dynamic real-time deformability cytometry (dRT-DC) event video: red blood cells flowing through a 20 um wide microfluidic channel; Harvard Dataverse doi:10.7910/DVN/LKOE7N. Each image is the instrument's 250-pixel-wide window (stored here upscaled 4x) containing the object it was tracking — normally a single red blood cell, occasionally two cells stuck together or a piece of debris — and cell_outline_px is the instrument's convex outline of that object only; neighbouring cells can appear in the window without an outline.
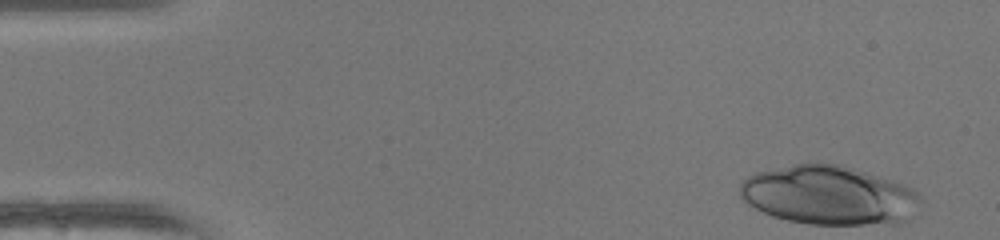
{"species": "human", "species_latin": "Homo sapiens", "temperature_condition": "warm", "stored_images_in_passage": 47, "camera_frame_rate_fps": 3000, "um_per_image_px": 0.085, "donor": {"sex": "female"}, "frame": {"image": 1, "passage_image": 1, "time_ms": 0.0, "image_size_px": [1000, 240], "cell_outline_px": [[920, 200], [908, 220], [900, 224], [808, 224], [788, 220], [772, 216], [748, 204], [740, 196], [740, 184], [748, 176], [756, 172], [796, 164], [836, 164], [852, 168], [892, 180], [912, 188], [920, 196]], "centroid_in_image_um": [70.46, 16.61], "position_along_channel_um": 14.5, "area_um2": 61.61}}
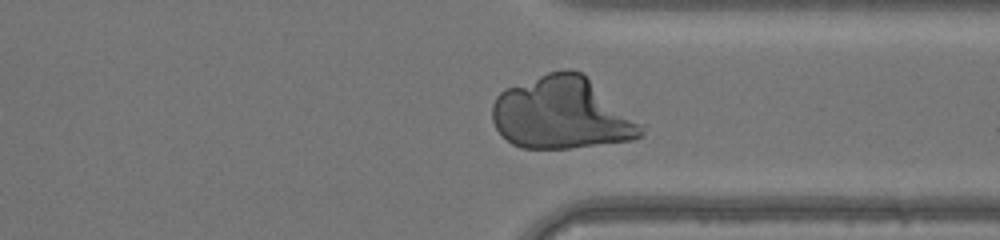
{"frame": {"image": 2, "passage_image": 35, "time_ms": 11.333, "image_size_px": [1000, 240], "cell_outline_px": [[644, 132], [640, 136], [632, 140], [568, 148], [520, 148], [512, 144], [496, 128], [492, 120], [492, 104], [496, 96], [504, 88], [548, 72], [568, 68], [580, 72], [644, 124]], "centroid_in_image_um": [47.74, 9.63], "position_along_channel_um": 363.7, "area_um2": 62.37}}